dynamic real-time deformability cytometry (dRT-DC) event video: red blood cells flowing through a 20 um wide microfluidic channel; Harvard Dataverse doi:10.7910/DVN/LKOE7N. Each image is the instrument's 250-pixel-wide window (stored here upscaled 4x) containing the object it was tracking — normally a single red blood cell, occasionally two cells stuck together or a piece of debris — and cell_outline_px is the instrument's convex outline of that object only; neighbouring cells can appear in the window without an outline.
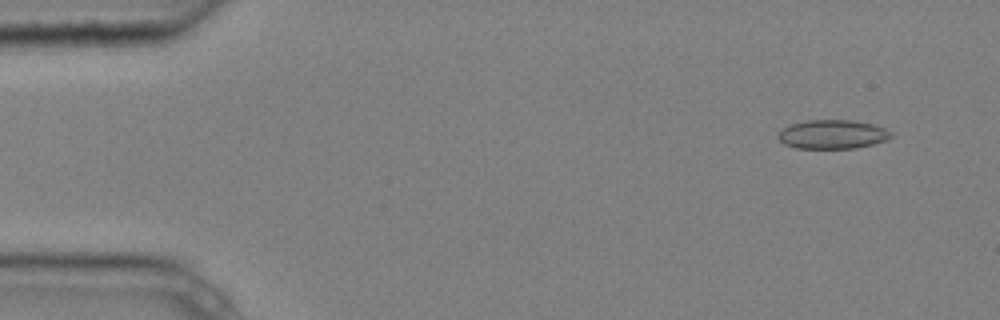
{"species": "common noctule bat (a hibernating species)", "species_latin": "Nyctalus noctula", "temperature_condition": "cold", "stored_images_in_passage": 5, "camera_frame_rate_fps": 3000, "um_per_image_px": 0.085, "animal": {"sex": "male", "body_mass_g": 20.4}, "frame": {"image": 1, "passage_image": 2, "time_ms": 0.333, "image_size_px": [1000, 320], "cell_outline_px": [[892, 136], [888, 140], [856, 148], [796, 148], [784, 144], [776, 136], [784, 128], [792, 124], [808, 120], [852, 120], [872, 124], [884, 128], [892, 132]], "centroid_in_image_um": [70.78, 11.42], "position_along_channel_um": 14.2, "area_um2": 18.96}}
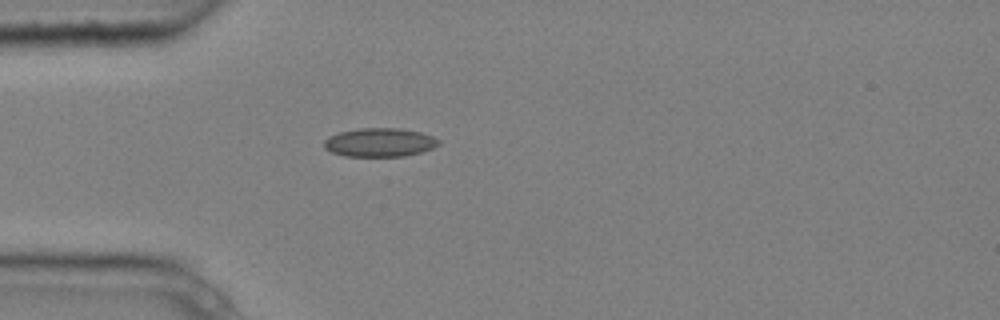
{"frame": {"image": 2, "passage_image": 5, "time_ms": 1.333, "image_size_px": [1000, 320], "cell_outline_px": [[440, 144], [432, 148], [420, 152], [404, 156], [344, 156], [332, 152], [324, 148], [324, 140], [328, 136], [340, 132], [360, 128], [400, 128], [420, 132], [432, 136], [440, 140]], "centroid_in_image_um": [32.26, 12.1], "position_along_channel_um": 52.7, "area_um2": 19.13}}